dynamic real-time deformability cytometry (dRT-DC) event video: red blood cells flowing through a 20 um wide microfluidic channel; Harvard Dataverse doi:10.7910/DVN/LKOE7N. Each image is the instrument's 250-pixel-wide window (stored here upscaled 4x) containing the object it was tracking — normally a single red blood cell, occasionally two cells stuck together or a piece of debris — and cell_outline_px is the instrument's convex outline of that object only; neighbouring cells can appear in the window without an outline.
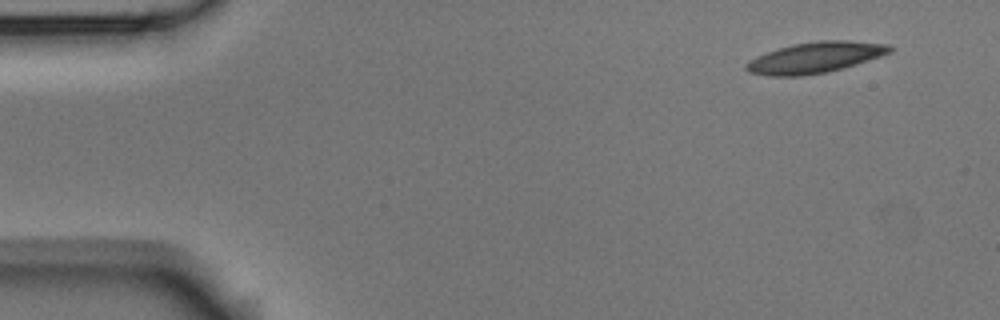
{"species": "Egyptian fruit bat (a non-hibernating species)", "species_latin": "Rousettus aegyptiacus", "temperature_condition": "room temperature", "stored_images_in_passage": 5, "segment_of_instrument_passage": [1, 2], "camera_frame_rate_fps": 3000, "um_per_image_px": 0.085, "animal": {"sex": "male"}, "frame": {"image": 1, "passage_image": 1, "time_ms": 0.0, "image_size_px": [1000, 320], "cell_outline_px": [[896, 48], [892, 52], [844, 68], [824, 72], [800, 76], [768, 76], [748, 72], [744, 68], [744, 64], [748, 60], [756, 56], [776, 48], [792, 44], [820, 40], [848, 40], [888, 44]], "centroid_in_image_um": [69.26, 4.88], "position_along_channel_um": 15.7, "area_um2": 26.13}}